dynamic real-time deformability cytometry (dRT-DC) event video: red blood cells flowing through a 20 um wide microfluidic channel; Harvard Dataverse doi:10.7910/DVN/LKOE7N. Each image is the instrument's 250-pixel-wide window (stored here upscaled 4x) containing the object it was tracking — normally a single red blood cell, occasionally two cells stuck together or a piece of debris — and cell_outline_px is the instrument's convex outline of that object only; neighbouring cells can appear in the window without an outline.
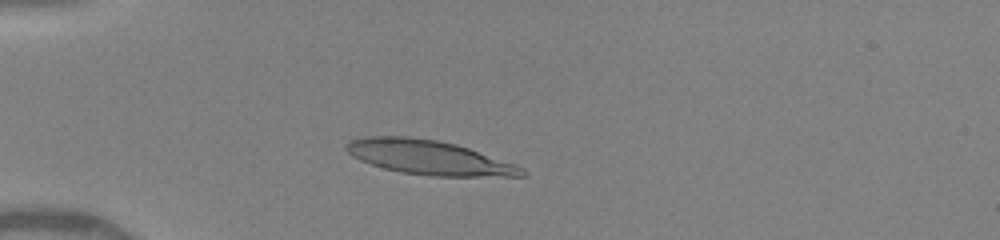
{"species": "human", "species_latin": "Homo sapiens", "temperature_condition": "warm", "stored_images_in_passage": 23, "camera_frame_rate_fps": 3000, "um_per_image_px": 0.085, "donor": {"sex": "female"}, "frame": {"image": 1, "passage_image": 14, "time_ms": 3.0, "image_size_px": [1000, 240], "cell_outline_px": [[528, 176], [432, 176], [400, 172], [384, 168], [360, 160], [352, 156], [344, 148], [344, 144], [352, 140], [364, 136], [408, 136], [436, 140], [456, 144], [516, 164], [524, 168], [528, 172]], "centroid_in_image_um": [36.47, 13.38], "position_along_channel_um": 48.5, "area_um2": 35.2}}
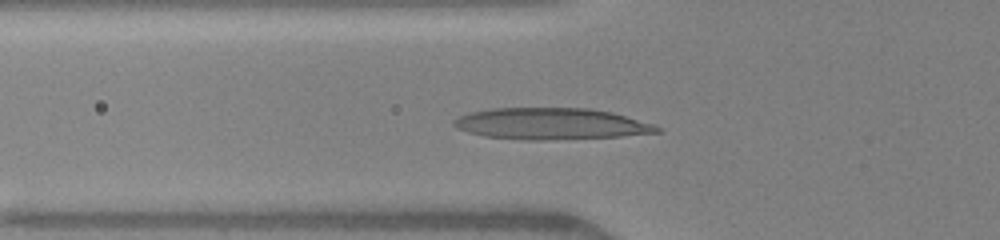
{"frame": {"image": 2, "passage_image": 20, "time_ms": 4.333, "image_size_px": [1000, 240], "cell_outline_px": [[664, 132], [620, 136], [544, 140], [528, 140], [484, 136], [468, 132], [456, 128], [452, 124], [452, 120], [468, 112], [492, 108], [588, 108], [612, 112], [656, 124]], "centroid_in_image_um": [46.85, 10.51], "position_along_channel_um": 78.9, "area_um2": 37.45}}